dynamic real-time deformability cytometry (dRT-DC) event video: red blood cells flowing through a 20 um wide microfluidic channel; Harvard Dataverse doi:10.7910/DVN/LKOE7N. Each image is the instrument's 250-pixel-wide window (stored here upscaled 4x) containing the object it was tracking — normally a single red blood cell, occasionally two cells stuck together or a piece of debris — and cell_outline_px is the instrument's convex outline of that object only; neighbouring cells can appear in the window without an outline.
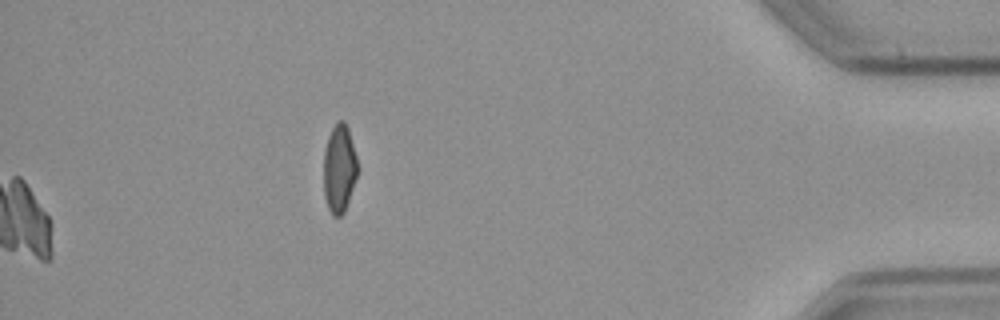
{"species": "common noctule bat (a hibernating species)", "species_latin": "Nyctalus noctula", "temperature_condition": "cold", "stored_images_in_passage": 48, "camera_frame_rate_fps": 3000, "um_per_image_px": 0.085, "animal": {"sex": "male", "body_mass_g": 23.1, "forearm_length_mm": 52.7}, "frame": {"image": 1, "passage_image": 48, "time_ms": 15.667, "image_size_px": [1000, 320], "cell_outline_px": [[356, 176], [344, 212], [340, 216], [332, 216], [328, 208], [324, 196], [324, 148], [328, 136], [336, 120], [344, 120], [348, 128], [356, 156]], "centroid_in_image_um": [28.81, 14.3], "position_along_channel_um": 406.4, "area_um2": 17.22}}